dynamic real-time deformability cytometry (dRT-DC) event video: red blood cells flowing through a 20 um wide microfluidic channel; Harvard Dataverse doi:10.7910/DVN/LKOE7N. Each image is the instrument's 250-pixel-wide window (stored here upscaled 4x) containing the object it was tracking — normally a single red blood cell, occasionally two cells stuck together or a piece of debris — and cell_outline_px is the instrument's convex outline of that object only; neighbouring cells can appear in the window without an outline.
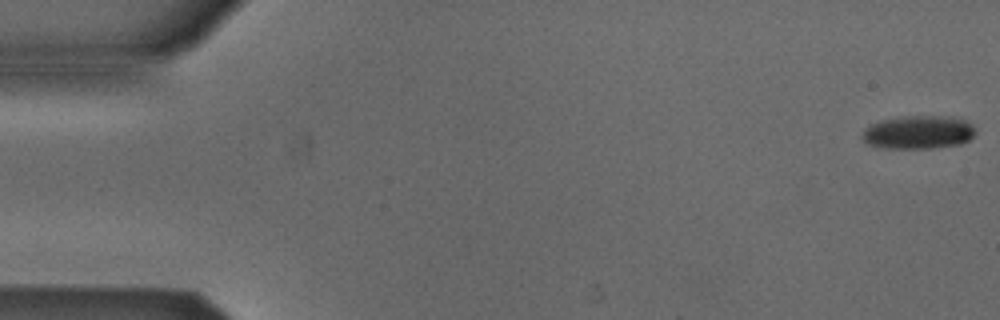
{"species": "Egyptian fruit bat (a non-hibernating species)", "species_latin": "Rousettus aegyptiacus", "temperature_condition": "cold", "stored_images_in_passage": 13, "camera_frame_rate_fps": 3000, "um_per_image_px": 0.085, "animal": {"sex": "male"}, "frame": {"image": 1, "passage_image": 1, "time_ms": 0.0, "image_size_px": [1000, 320], "cell_outline_px": [[976, 132], [968, 140], [960, 144], [932, 148], [884, 148], [868, 144], [860, 136], [864, 128], [868, 124], [884, 120], [904, 116], [952, 116], [964, 120], [972, 124]], "centroid_in_image_um": [78.04, 11.24], "position_along_channel_um": 7.0, "area_um2": 22.08}}